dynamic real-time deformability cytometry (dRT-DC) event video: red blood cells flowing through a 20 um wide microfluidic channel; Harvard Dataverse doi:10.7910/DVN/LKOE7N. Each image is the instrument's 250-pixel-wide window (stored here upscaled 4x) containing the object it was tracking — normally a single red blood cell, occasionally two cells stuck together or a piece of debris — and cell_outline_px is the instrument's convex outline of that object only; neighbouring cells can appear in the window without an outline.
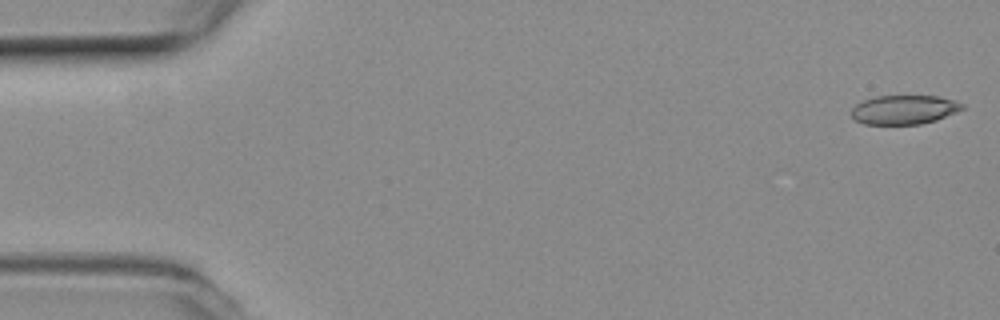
{"species": "common noctule bat (a hibernating species)", "species_latin": "Nyctalus noctula", "temperature_condition": "room temperature", "stored_images_in_passage": 53, "camera_frame_rate_fps": 3000, "um_per_image_px": 0.085, "animal": {"sex": "female", "body_mass_g": 19.3, "forearm_length_mm": 54.1}, "frame": {"image": 1, "passage_image": 1, "time_ms": 0.0, "image_size_px": [1000, 320], "cell_outline_px": [[964, 108], [956, 112], [936, 120], [920, 124], [864, 124], [856, 120], [852, 116], [852, 108], [856, 104], [864, 100], [876, 96], [940, 96], [964, 104]], "centroid_in_image_um": [76.85, 9.32], "position_along_channel_um": 8.1, "area_um2": 18.67}}
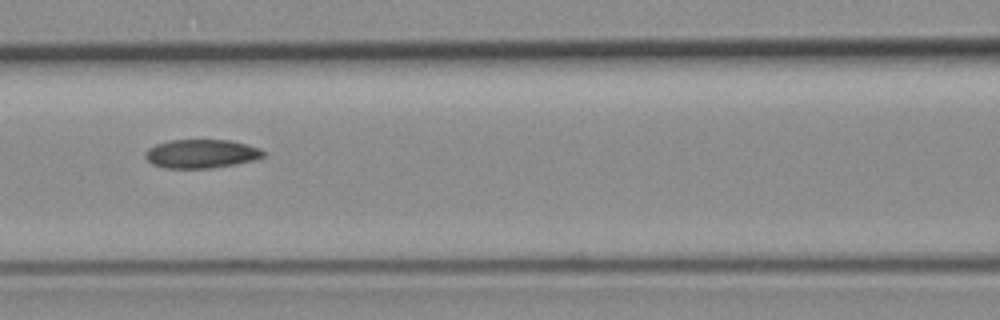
{"frame": {"image": 2, "passage_image": 23, "time_ms": 7.333, "image_size_px": [1000, 320], "cell_outline_px": [[264, 156], [256, 160], [236, 164], [212, 168], [164, 168], [152, 164], [144, 156], [148, 148], [156, 144], [172, 140], [232, 140], [260, 148], [264, 152]], "centroid_in_image_um": [17.13, 13.07], "position_along_channel_um": 149.5, "area_um2": 19.83}}
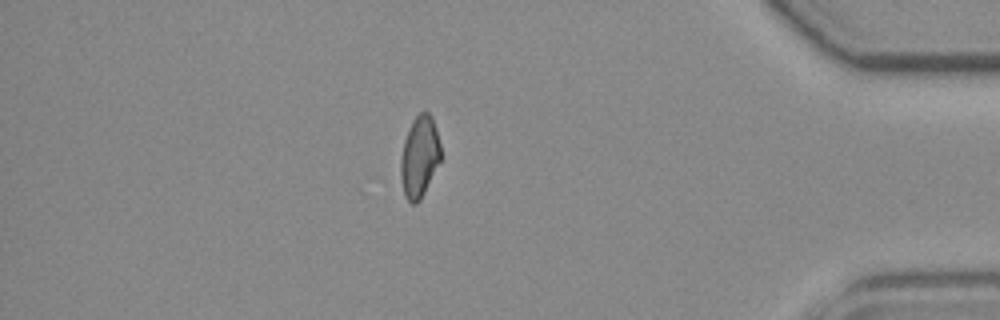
{"frame": {"image": 3, "passage_image": 46, "time_ms": 15.0, "image_size_px": [1000, 320], "cell_outline_px": [[440, 160], [420, 200], [416, 204], [412, 204], [404, 196], [400, 180], [400, 156], [404, 140], [412, 120], [420, 112], [428, 112], [432, 116], [436, 128], [440, 144]], "centroid_in_image_um": [35.63, 13.32], "position_along_channel_um": 399.6, "area_um2": 19.02}, "authors_computed_cell_mechanics": {"area_um2": 19.8254, "velocity_mm_per_s": 3.8101, "shape_relaxation_time_tau1_ms": null, "shape_relaxation_time_tau2_ms": 7.3449, "deformation_change_tau1": null, "deformation_change_tau2": 0.1466}}